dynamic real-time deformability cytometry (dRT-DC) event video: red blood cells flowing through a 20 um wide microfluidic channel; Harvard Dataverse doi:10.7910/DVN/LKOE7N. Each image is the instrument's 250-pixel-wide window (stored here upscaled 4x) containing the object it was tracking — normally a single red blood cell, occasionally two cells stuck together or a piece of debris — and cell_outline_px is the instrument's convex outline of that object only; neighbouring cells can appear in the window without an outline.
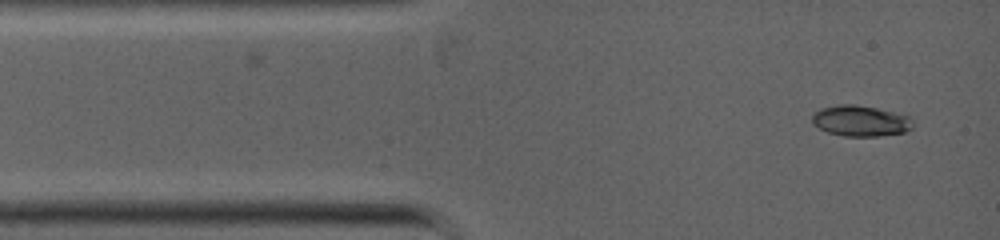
{"species": "common noctule bat (a hibernating species)", "species_latin": "Nyctalus noctula", "temperature_condition": "warm", "stored_images_in_passage": 51, "camera_frame_rate_fps": 5000, "um_per_image_px": 0.085, "animal": {"sex": "female", "body_mass_g": 19.0, "forearm_length_mm": 53.3}, "frame": {"image": 1, "passage_image": 1, "time_ms": 0.0, "image_size_px": [1000, 240], "cell_outline_px": [[912, 128], [904, 132], [880, 136], [844, 136], [828, 132], [812, 124], [812, 112], [820, 108], [840, 104], [852, 104], [876, 108], [908, 116], [912, 120]], "centroid_in_image_um": [73.1, 10.27], "position_along_channel_um": 11.9, "area_um2": 18.03}}
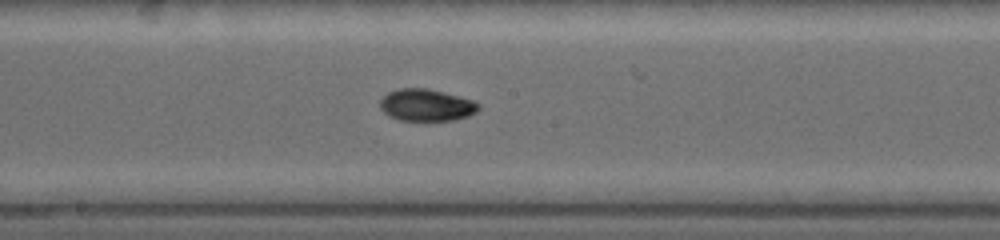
{"frame": {"image": 2, "passage_image": 19, "time_ms": 5.0, "image_size_px": [1000, 240], "cell_outline_px": [[480, 108], [476, 112], [468, 116], [456, 120], [400, 120], [388, 116], [380, 108], [380, 100], [388, 92], [400, 88], [424, 88], [472, 100], [480, 104]], "centroid_in_image_um": [36.22, 8.94], "position_along_channel_um": 212.0, "area_um2": 18.15}}
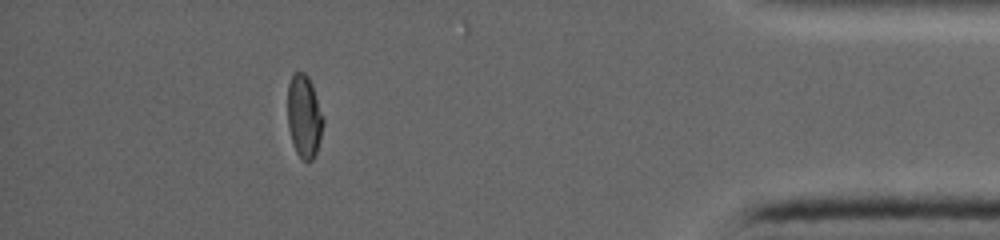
{"frame": {"image": 3, "passage_image": 38, "time_ms": 10.0, "image_size_px": [1000, 240], "cell_outline_px": [[324, 120], [320, 140], [316, 152], [312, 160], [304, 160], [296, 152], [288, 128], [288, 84], [292, 72], [304, 72], [308, 76], [312, 84]], "centroid_in_image_um": [25.84, 9.85], "position_along_channel_um": 409.4, "area_um2": 17.05}}